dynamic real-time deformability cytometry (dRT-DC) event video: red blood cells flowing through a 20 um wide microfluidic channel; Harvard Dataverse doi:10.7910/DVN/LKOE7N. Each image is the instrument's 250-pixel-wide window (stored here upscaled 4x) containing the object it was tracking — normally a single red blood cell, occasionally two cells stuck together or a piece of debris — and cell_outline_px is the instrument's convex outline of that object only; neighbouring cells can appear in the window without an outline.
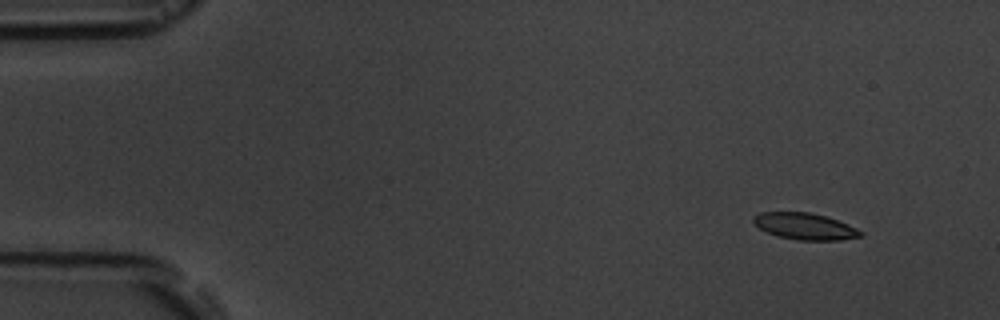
{"species": "common noctule bat (a hibernating species)", "species_latin": "Nyctalus noctula", "temperature_condition": "room temperature", "stored_images_in_passage": 7, "camera_frame_rate_fps": 3000, "um_per_image_px": 0.085, "animal": {"sex": "male", "body_mass_g": 19.5, "forearm_length_mm": 54.6}, "frame": {"image": 1, "passage_image": 2, "time_ms": 1.0, "image_size_px": [1000, 320], "cell_outline_px": [[864, 236], [840, 240], [800, 240], [776, 236], [760, 228], [752, 220], [752, 216], [760, 212], [808, 212], [824, 216], [848, 224], [864, 232]], "centroid_in_image_um": [68.42, 19.24], "position_along_channel_um": 16.6, "area_um2": 16.53}}
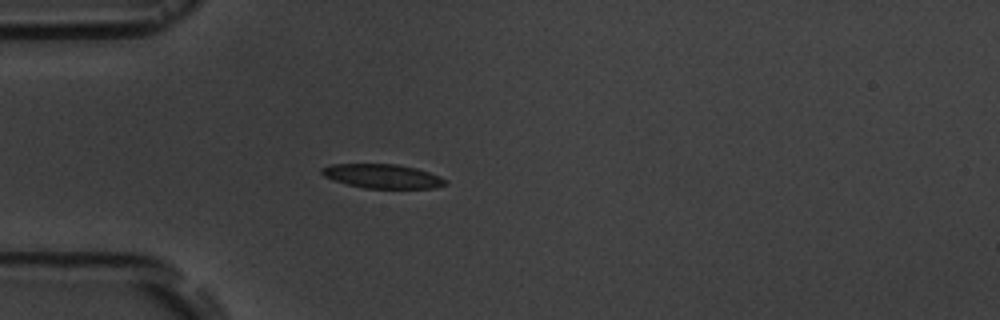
{"frame": {"image": 2, "passage_image": 5, "time_ms": 4.667, "image_size_px": [1000, 320], "cell_outline_px": [[448, 184], [436, 188], [364, 188], [348, 184], [324, 176], [320, 172], [320, 168], [332, 164], [396, 164], [416, 168], [440, 176], [448, 180]], "centroid_in_image_um": [32.55, 14.97], "position_along_channel_um": 52.4, "area_um2": 17.34}}
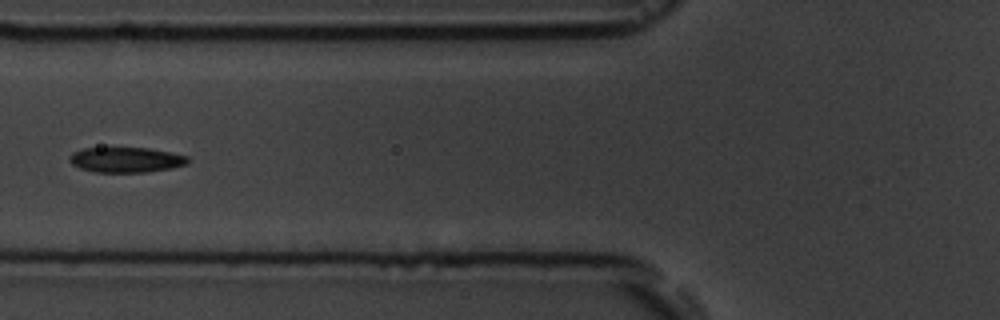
{"frame": {"image": 3, "passage_image": 7, "time_ms": 6.667, "image_size_px": [1000, 320], "cell_outline_px": [[192, 160], [188, 164], [172, 168], [144, 172], [92, 172], [80, 168], [72, 164], [68, 160], [68, 156], [72, 152], [84, 148], [148, 148], [188, 156]], "centroid_in_image_um": [10.71, 13.58], "position_along_channel_um": 115.1, "area_um2": 17.51}}